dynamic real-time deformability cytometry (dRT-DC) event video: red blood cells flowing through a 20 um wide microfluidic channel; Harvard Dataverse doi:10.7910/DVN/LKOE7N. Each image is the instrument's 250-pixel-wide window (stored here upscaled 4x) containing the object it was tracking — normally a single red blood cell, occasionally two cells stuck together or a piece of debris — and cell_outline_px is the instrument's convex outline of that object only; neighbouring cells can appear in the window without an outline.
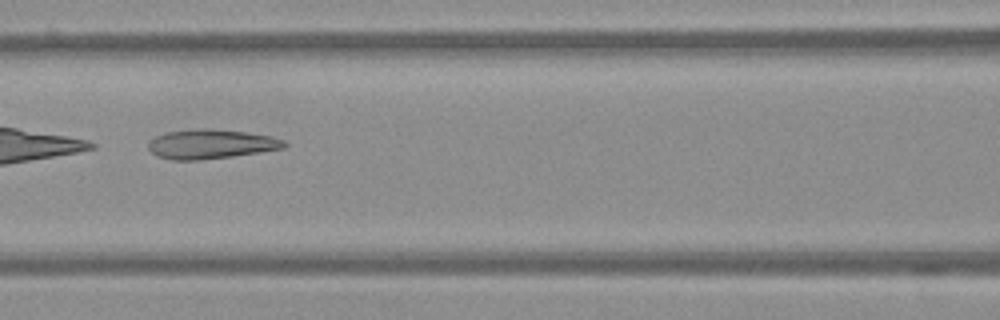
{"species": "Egyptian fruit bat (a non-hibernating species)", "species_latin": "Rousettus aegyptiacus", "temperature_condition": "warm", "stored_images_in_passage": 54, "camera_frame_rate_fps": 3000, "um_per_image_px": 0.085, "frame": {"image": 1, "passage_image": 25, "time_ms": 8.0, "image_size_px": [1000, 320], "cell_outline_px": [[288, 144], [284, 148], [232, 156], [196, 160], [172, 160], [156, 156], [148, 148], [148, 140], [156, 136], [168, 132], [196, 128], [204, 128], [244, 132], [268, 136], [284, 140]], "centroid_in_image_um": [17.88, 12.25], "position_along_channel_um": 148.7, "area_um2": 23.06}}
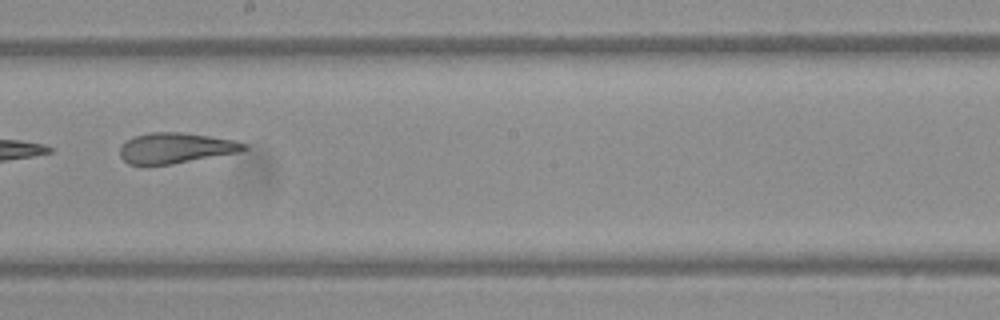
{"frame": {"image": 2, "passage_image": 32, "time_ms": 10.333, "image_size_px": [1000, 320], "cell_outline_px": [[248, 148], [240, 152], [172, 164], [148, 168], [128, 164], [120, 156], [120, 148], [132, 136], [152, 132], [180, 132], [208, 136], [232, 140], [244, 144]], "centroid_in_image_um": [14.85, 12.62], "position_along_channel_um": 233.3, "area_um2": 22.37}}
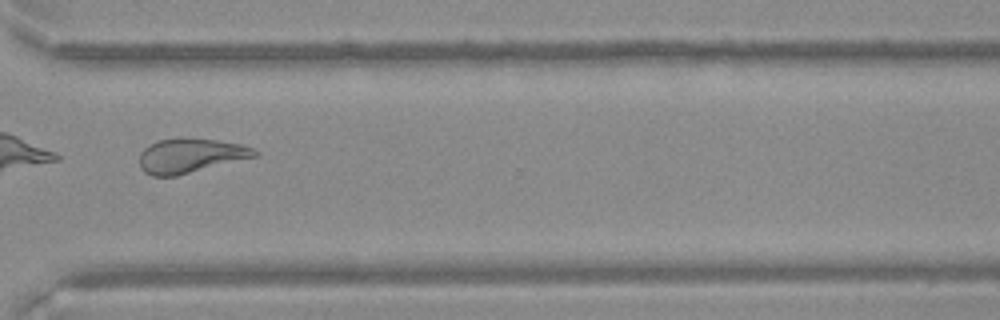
{"frame": {"image": 3, "passage_image": 42, "time_ms": 13.667, "image_size_px": [1000, 320], "cell_outline_px": [[260, 156], [176, 176], [152, 176], [144, 172], [140, 168], [140, 152], [144, 148], [156, 140], [180, 136], [184, 136], [216, 140], [240, 144], [252, 148], [260, 152]], "centroid_in_image_um": [16.19, 13.21], "position_along_channel_um": 354.4, "area_um2": 23.7}}